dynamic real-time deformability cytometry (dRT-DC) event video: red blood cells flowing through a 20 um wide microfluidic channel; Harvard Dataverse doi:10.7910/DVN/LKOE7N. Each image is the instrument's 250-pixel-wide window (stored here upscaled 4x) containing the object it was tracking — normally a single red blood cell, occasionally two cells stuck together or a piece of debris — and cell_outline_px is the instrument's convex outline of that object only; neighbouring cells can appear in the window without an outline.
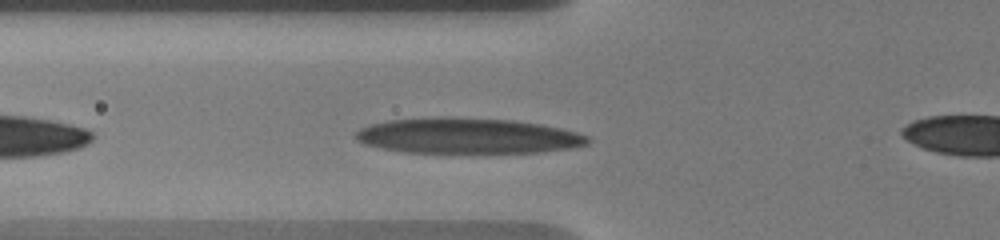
{"species": "human", "species_latin": "Homo sapiens", "temperature_condition": "warm", "stored_images_in_passage": 11, "camera_frame_rate_fps": 3000, "um_per_image_px": 0.085, "donor": {"sex": "male"}, "frame": {"image": 1, "passage_image": 5, "time_ms": 1.0, "image_size_px": [1000, 240], "cell_outline_px": [[592, 140], [588, 144], [572, 148], [536, 152], [404, 152], [380, 148], [364, 144], [356, 140], [356, 132], [360, 128], [372, 124], [388, 120], [440, 116], [444, 116], [512, 120], [540, 124], [560, 128], [576, 132], [588, 136]], "centroid_in_image_um": [39.74, 11.53], "position_along_channel_um": 86.1, "area_um2": 48.09}}
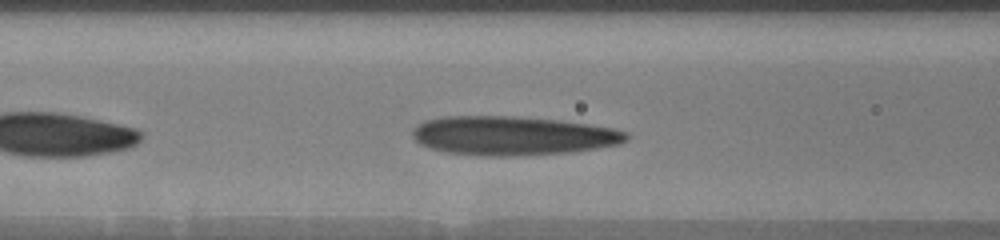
{"frame": {"image": 2, "passage_image": 9, "time_ms": 2.0, "image_size_px": [1000, 240], "cell_outline_px": [[628, 140], [620, 144], [596, 148], [568, 152], [516, 156], [488, 156], [444, 152], [428, 148], [420, 144], [412, 136], [412, 128], [416, 124], [424, 120], [444, 116], [516, 116], [560, 120], [588, 124], [612, 128], [628, 132]], "centroid_in_image_um": [43.53, 11.53], "position_along_channel_um": 123.1, "area_um2": 48.96}}